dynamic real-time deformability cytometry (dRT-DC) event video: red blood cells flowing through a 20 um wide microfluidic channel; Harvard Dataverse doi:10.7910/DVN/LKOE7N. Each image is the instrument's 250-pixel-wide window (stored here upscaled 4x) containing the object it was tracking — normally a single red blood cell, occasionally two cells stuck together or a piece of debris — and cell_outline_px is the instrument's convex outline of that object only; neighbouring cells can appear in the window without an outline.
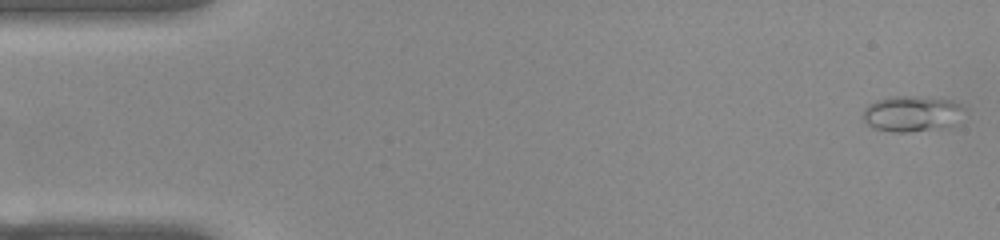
{"species": "common noctule bat (a hibernating species)", "species_latin": "Nyctalus noctula", "temperature_condition": "warm", "stored_images_in_passage": 52, "camera_frame_rate_fps": 3000, "um_per_image_px": 0.085, "animal": {"sex": "female", "body_mass_g": 22.0, "forearm_length_mm": 56.7}, "frame": {"image": 1, "passage_image": 1, "time_ms": 0.0, "image_size_px": [1000, 240], "cell_outline_px": [[960, 108], [952, 124], [948, 128], [908, 132], [892, 132], [872, 128], [860, 116], [864, 108], [868, 104], [876, 100], [888, 96], [924, 96], [952, 100], [960, 104]], "centroid_in_image_um": [77.38, 9.66], "position_along_channel_um": 7.6, "area_um2": 21.15}}
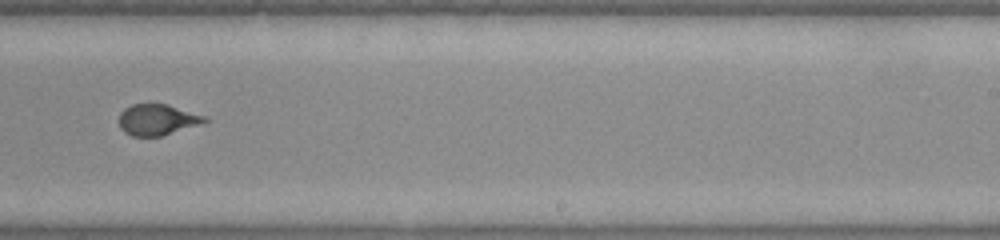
{"frame": {"image": 2, "passage_image": 32, "time_ms": 10.333, "image_size_px": [1000, 240], "cell_outline_px": [[212, 120], [200, 124], [160, 136], [132, 136], [124, 132], [120, 128], [120, 112], [124, 108], [132, 104], [168, 104], [208, 116]], "centroid_in_image_um": [13.41, 10.16], "position_along_channel_um": 275.6, "area_um2": 15.61}}
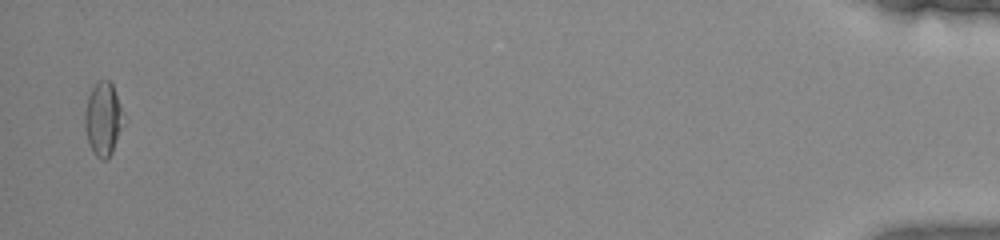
{"frame": {"image": 3, "passage_image": 51, "time_ms": 16.667, "image_size_px": [1000, 240], "cell_outline_px": [[124, 124], [112, 152], [104, 160], [100, 160], [96, 156], [88, 140], [84, 128], [84, 112], [88, 96], [92, 88], [100, 80], [108, 80], [112, 84], [120, 108]], "centroid_in_image_um": [8.74, 10.13], "position_along_channel_um": 426.5, "area_um2": 16.18}, "authors_computed_cell_mechanics": {"area_um2": 16.3574, "velocity_mm_per_s": 3.8922, "shape_relaxation_time_tau1_ms": 11.1436, "shape_relaxation_time_tau2_ms": null, "deformation_change_tau1": 0.2504, "deformation_change_tau2": null}}